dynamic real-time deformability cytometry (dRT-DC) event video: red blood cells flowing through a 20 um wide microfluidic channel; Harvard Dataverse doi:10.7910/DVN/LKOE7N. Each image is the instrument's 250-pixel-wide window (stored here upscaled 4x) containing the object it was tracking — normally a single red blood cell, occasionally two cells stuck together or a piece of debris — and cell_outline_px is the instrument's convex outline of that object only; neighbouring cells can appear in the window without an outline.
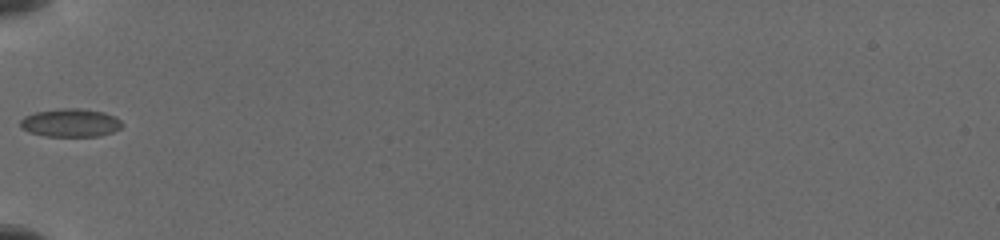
{"species": "common noctule bat (a hibernating species)", "species_latin": "Nyctalus noctula", "temperature_condition": "cold", "stored_images_in_passage": 13, "camera_frame_rate_fps": 3000, "um_per_image_px": 0.085, "animal": {"sex": "female", "body_mass_g": 19.5, "forearm_length_mm": 54.1}, "frame": {"image": 1, "passage_image": 8, "time_ms": 4.333, "image_size_px": [1000, 240], "cell_outline_px": [[124, 124], [120, 128], [112, 132], [100, 136], [44, 136], [28, 132], [20, 128], [20, 120], [24, 116], [36, 112], [60, 108], [80, 108], [104, 112], [116, 116]], "centroid_in_image_um": [5.99, 10.43], "position_along_channel_um": 79.0, "area_um2": 16.94}}
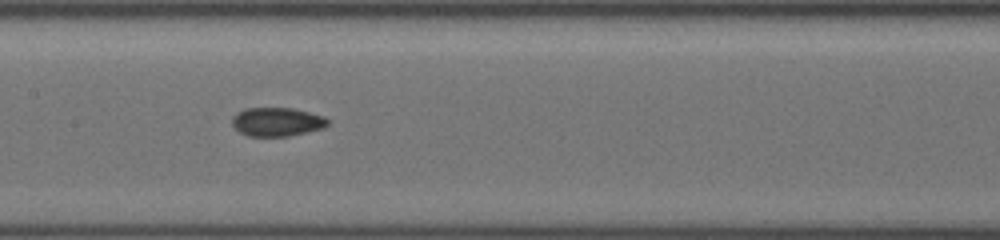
{"frame": {"image": 2, "passage_image": 11, "time_ms": 7.0, "image_size_px": [1000, 240], "cell_outline_px": [[328, 124], [324, 128], [288, 136], [248, 136], [240, 132], [232, 124], [232, 116], [236, 112], [244, 108], [292, 108], [324, 116], [328, 120]], "centroid_in_image_um": [23.52, 10.35], "position_along_channel_um": 183.9, "area_um2": 16.01}}
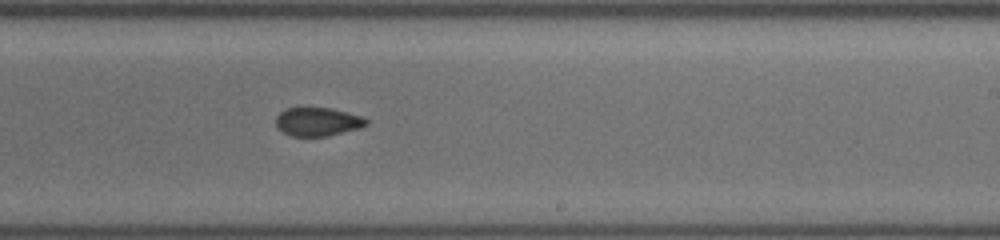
{"frame": {"image": 3, "passage_image": 13, "time_ms": 9.0, "image_size_px": [1000, 240], "cell_outline_px": [[368, 124], [360, 128], [328, 136], [292, 136], [276, 128], [276, 116], [280, 112], [288, 108], [328, 108], [360, 116], [368, 120]], "centroid_in_image_um": [26.98, 10.36], "position_along_channel_um": 262.0, "area_um2": 14.85}}